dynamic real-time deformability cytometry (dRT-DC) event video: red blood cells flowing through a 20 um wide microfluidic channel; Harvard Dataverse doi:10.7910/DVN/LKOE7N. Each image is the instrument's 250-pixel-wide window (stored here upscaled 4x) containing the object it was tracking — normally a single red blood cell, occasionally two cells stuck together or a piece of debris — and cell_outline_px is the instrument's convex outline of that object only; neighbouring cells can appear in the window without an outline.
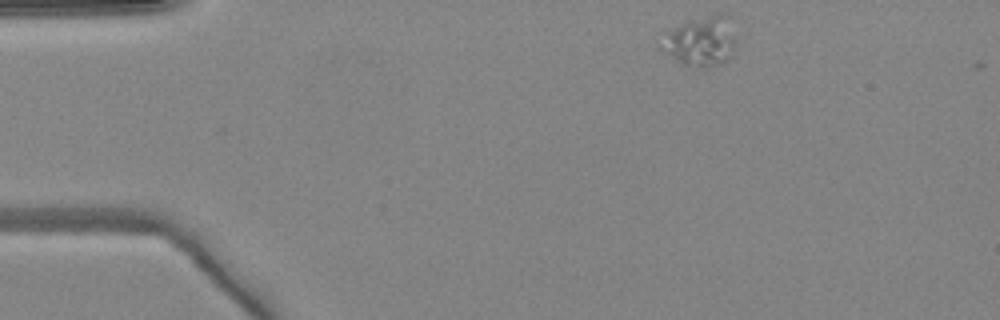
{"species": "common noctule bat (a hibernating species)", "species_latin": "Nyctalus noctula", "temperature_condition": "warm", "stored_images_in_passage": 43, "camera_frame_rate_fps": 3000, "um_per_image_px": 0.085, "animal": {"sex": "female", "body_mass_g": 24.6, "forearm_length_mm": 56.2}, "frame": {"image": 1, "passage_image": 1, "time_ms": 0.0, "image_size_px": [1000, 320], "cell_outline_px": [[736, 44], [732, 56], [728, 60], [708, 68], [700, 68], [684, 64], [664, 52], [660, 32], [680, 24], [716, 12], [720, 12], [728, 16]], "centroid_in_image_um": [59.57, 3.49], "position_along_channel_um": 25.4, "area_um2": 21.91}}
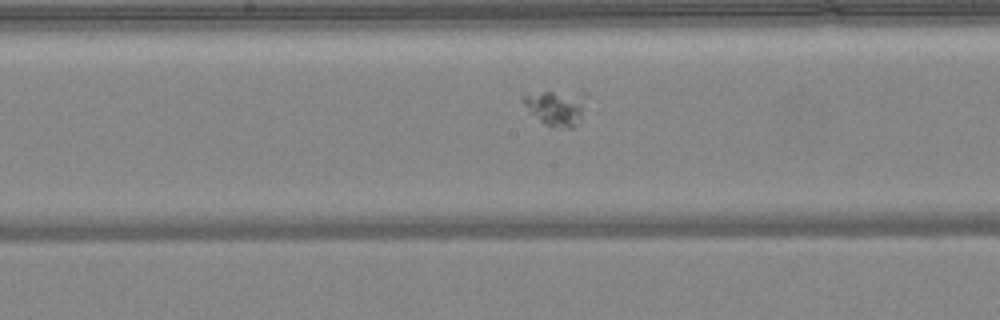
{"frame": {"image": 2, "passage_image": 19, "time_ms": 6.0, "image_size_px": [1000, 320], "cell_outline_px": [[588, 96], [580, 116], [572, 128], [552, 128], [544, 124], [520, 100], [520, 96], [524, 92], [584, 92]], "centroid_in_image_um": [47.24, 9.11], "position_along_channel_um": 201.0, "area_um2": 13.06}}
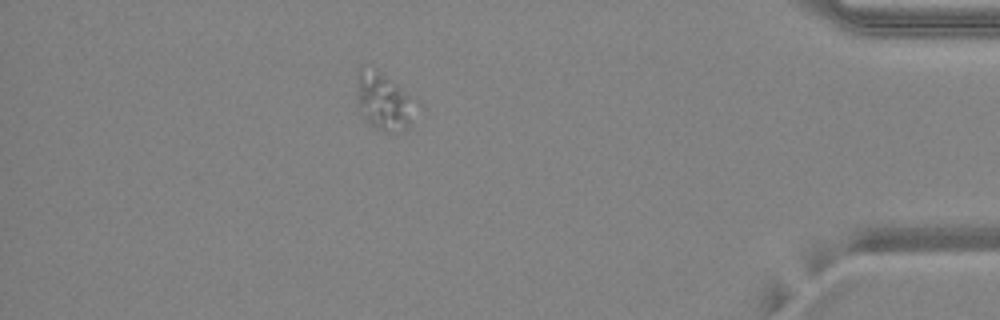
{"frame": {"image": 3, "passage_image": 37, "time_ms": 12.0, "image_size_px": [1000, 320], "cell_outline_px": [[420, 104], [408, 132], [384, 132], [376, 128], [364, 120], [356, 104], [356, 80], [360, 64], [384, 76], [396, 84], [416, 100]], "centroid_in_image_um": [32.65, 8.7], "position_along_channel_um": 402.6, "area_um2": 20.46}}